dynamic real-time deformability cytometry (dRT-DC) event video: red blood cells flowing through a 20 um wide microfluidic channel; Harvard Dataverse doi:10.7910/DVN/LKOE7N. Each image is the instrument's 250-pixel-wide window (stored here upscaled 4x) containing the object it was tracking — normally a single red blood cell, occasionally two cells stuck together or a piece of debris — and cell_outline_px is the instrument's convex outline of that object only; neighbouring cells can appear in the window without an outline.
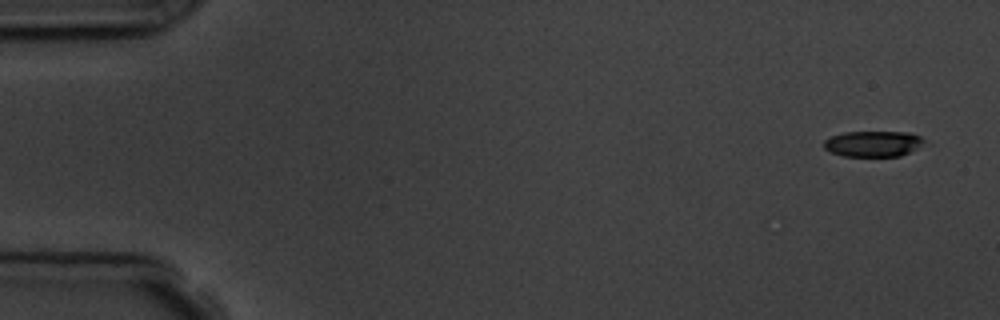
{"species": "common noctule bat (a hibernating species)", "species_latin": "Nyctalus noctula", "temperature_condition": "room temperature", "stored_images_in_passage": 4, "camera_frame_rate_fps": 3000, "um_per_image_px": 0.085, "animal": {"sex": "male", "body_mass_g": 19.5, "forearm_length_mm": 54.6}, "frame": {"image": 1, "passage_image": 1, "time_ms": 0.0, "image_size_px": [1000, 320], "cell_outline_px": [[924, 144], [900, 156], [844, 156], [828, 152], [824, 148], [824, 140], [832, 136], [844, 132], [908, 132], [920, 136], [924, 140]], "centroid_in_image_um": [74.18, 12.22], "position_along_channel_um": 10.8, "area_um2": 15.03}}
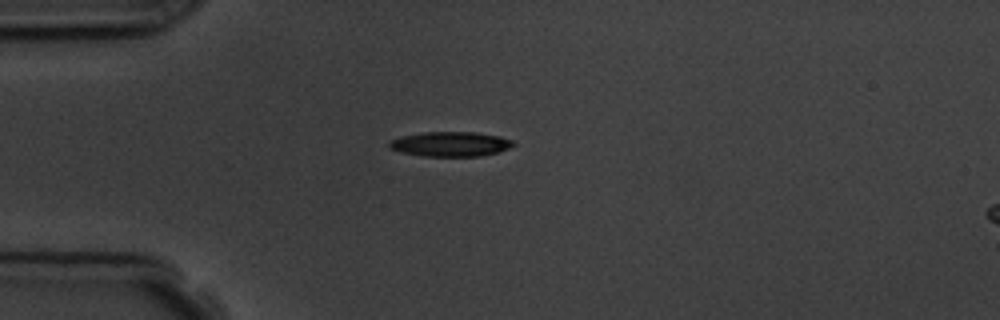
{"frame": {"image": 2, "passage_image": 4, "time_ms": 4.0, "image_size_px": [1000, 320], "cell_outline_px": [[516, 144], [500, 152], [480, 156], [424, 156], [400, 152], [392, 148], [388, 144], [392, 140], [400, 136], [424, 132], [476, 132], [500, 136], [512, 140]], "centroid_in_image_um": [38.33, 12.24], "position_along_channel_um": 46.7, "area_um2": 17.86}}